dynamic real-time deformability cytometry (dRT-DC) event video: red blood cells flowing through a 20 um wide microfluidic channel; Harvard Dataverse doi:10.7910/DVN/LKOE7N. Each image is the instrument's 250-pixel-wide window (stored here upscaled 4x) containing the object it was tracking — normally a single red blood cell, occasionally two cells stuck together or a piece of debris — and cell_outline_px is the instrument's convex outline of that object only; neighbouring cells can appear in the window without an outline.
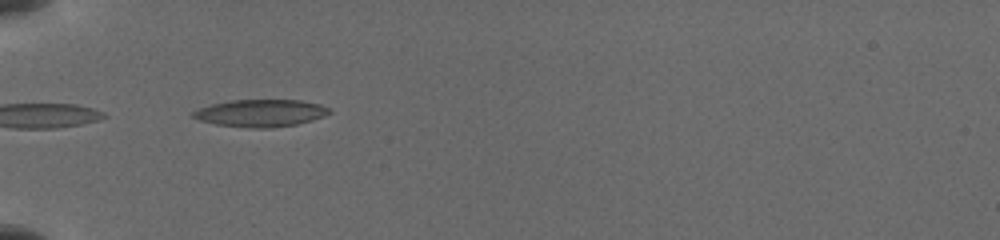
{"species": "common noctule bat (a hibernating species)", "species_latin": "Nyctalus noctula", "temperature_condition": "cold", "stored_images_in_passage": 8, "camera_frame_rate_fps": 3000, "um_per_image_px": 0.085, "animal": {"sex": "female", "body_mass_g": 19.5, "forearm_length_mm": 54.1}, "frame": {"image": 1, "passage_image": 1, "time_ms": 0.0, "image_size_px": [1000, 240], "cell_outline_px": [[332, 112], [324, 116], [312, 120], [296, 124], [268, 128], [248, 128], [216, 124], [200, 120], [192, 116], [192, 112], [200, 108], [212, 104], [232, 100], [300, 100], [320, 104], [328, 108]], "centroid_in_image_um": [22.17, 9.61], "position_along_channel_um": 62.8, "area_um2": 21.5}}
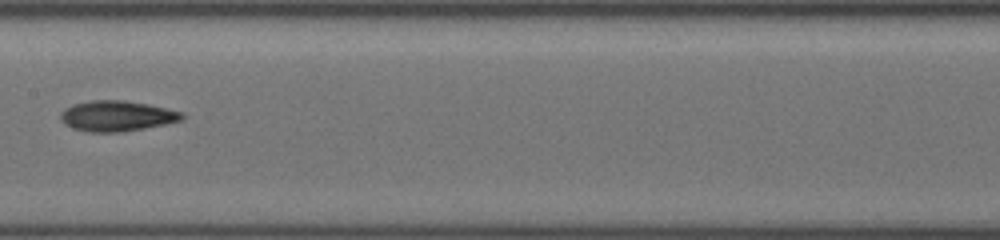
{"frame": {"image": 2, "passage_image": 6, "time_ms": 3.667, "image_size_px": [1000, 240], "cell_outline_px": [[184, 116], [180, 120], [164, 124], [144, 128], [120, 132], [88, 132], [72, 128], [64, 124], [60, 116], [60, 112], [64, 108], [72, 104], [92, 100], [124, 100], [148, 104], [184, 112]], "centroid_in_image_um": [9.89, 9.85], "position_along_channel_um": 197.5, "area_um2": 21.62}}
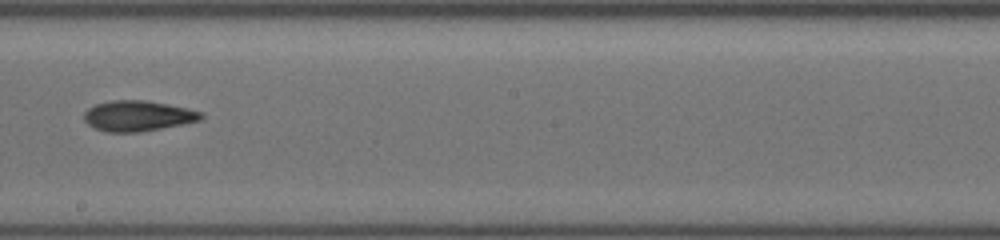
{"frame": {"image": 3, "passage_image": 7, "time_ms": 4.667, "image_size_px": [1000, 240], "cell_outline_px": [[204, 116], [200, 120], [140, 132], [108, 132], [96, 128], [88, 124], [84, 120], [84, 112], [88, 108], [96, 104], [112, 100], [144, 100], [168, 104], [200, 112]], "centroid_in_image_um": [11.67, 9.84], "position_along_channel_um": 236.5, "area_um2": 20.46}}